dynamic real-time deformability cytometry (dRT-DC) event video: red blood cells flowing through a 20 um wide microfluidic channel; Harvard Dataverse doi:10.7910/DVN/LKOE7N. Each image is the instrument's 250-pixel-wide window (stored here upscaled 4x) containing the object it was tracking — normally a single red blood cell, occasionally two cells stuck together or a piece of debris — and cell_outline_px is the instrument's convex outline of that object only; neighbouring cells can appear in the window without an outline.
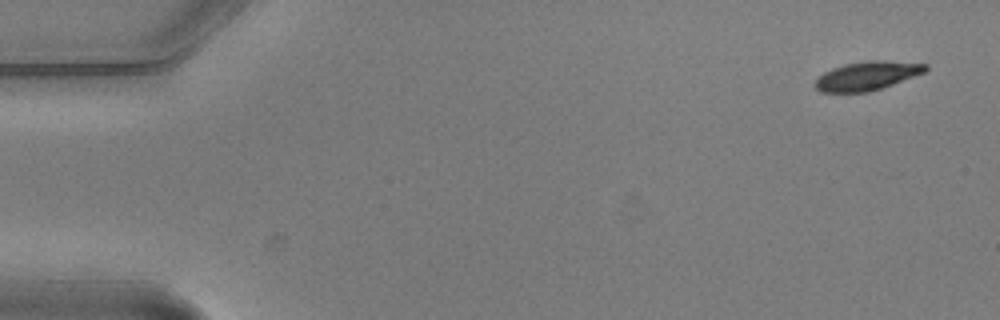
{"species": "common noctule bat (a hibernating species)", "species_latin": "Nyctalus noctula", "temperature_condition": "warm", "stored_images_in_passage": 8, "camera_frame_rate_fps": 3000, "um_per_image_px": 0.085, "animal": {"sex": "male", "body_mass_g": 20.5, "forearm_length_mm": 52.5}, "frame": {"image": 1, "passage_image": 1, "time_ms": 0.0, "image_size_px": [1000, 320], "cell_outline_px": [[928, 68], [924, 72], [892, 84], [868, 92], [820, 92], [812, 84], [824, 72], [832, 68], [844, 64], [868, 60], [884, 60], [928, 64]], "centroid_in_image_um": [73.67, 6.44], "position_along_channel_um": 11.3, "area_um2": 18.38}}
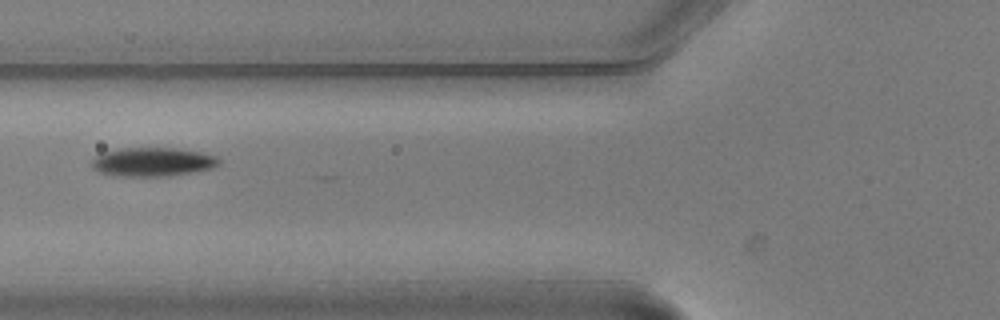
{"frame": {"image": 2, "passage_image": 6, "time_ms": 1.667, "image_size_px": [1000, 320], "cell_outline_px": [[220, 164], [212, 168], [164, 176], [116, 176], [100, 172], [92, 168], [92, 160], [100, 152], [120, 148], [176, 148], [200, 152], [216, 156], [220, 160]], "centroid_in_image_um": [12.93, 13.75], "position_along_channel_um": 112.9, "area_um2": 21.27}}
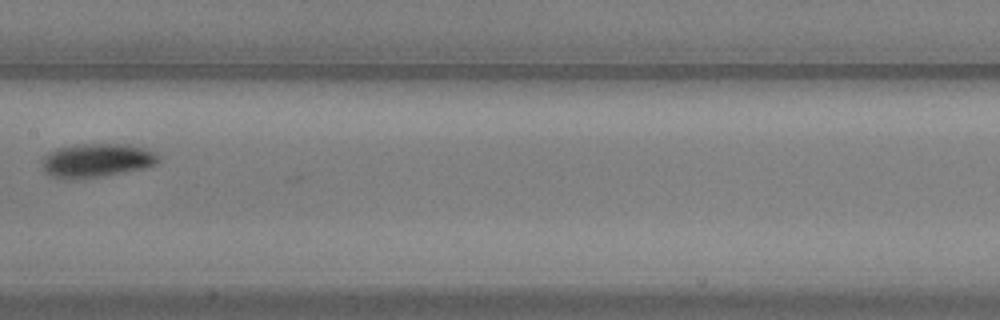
{"frame": {"image": 3, "passage_image": 8, "time_ms": 2.333, "image_size_px": [1000, 320], "cell_outline_px": [[160, 160], [156, 164], [144, 168], [104, 176], [52, 176], [44, 172], [44, 156], [56, 148], [76, 144], [128, 144], [144, 148], [160, 156]], "centroid_in_image_um": [8.29, 13.59], "position_along_channel_um": 199.1, "area_um2": 22.14}}